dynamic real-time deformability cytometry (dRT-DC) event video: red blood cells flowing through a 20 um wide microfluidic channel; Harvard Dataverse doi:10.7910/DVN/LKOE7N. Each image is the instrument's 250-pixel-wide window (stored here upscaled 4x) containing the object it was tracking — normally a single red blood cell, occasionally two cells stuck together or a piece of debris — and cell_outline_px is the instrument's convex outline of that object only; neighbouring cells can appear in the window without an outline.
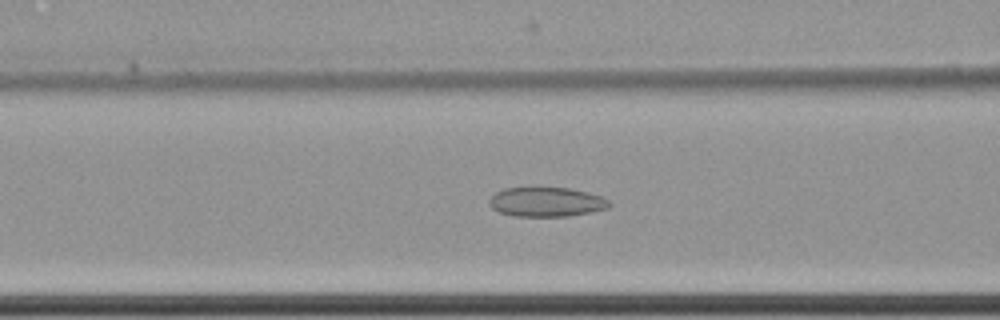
{"species": "common noctule bat (a hibernating species)", "species_latin": "Nyctalus noctula", "temperature_condition": "cold", "stored_images_in_passage": 40, "camera_frame_rate_fps": 3000, "um_per_image_px": 0.085, "animal": {"sex": "female", "body_mass_g": 22.7, "forearm_length_mm": 54.2}, "frame": {"image": 1, "passage_image": 5, "time_ms": 1.333, "image_size_px": [1000, 320], "cell_outline_px": [[612, 204], [608, 208], [592, 212], [568, 216], [512, 216], [500, 212], [492, 208], [488, 204], [488, 200], [496, 192], [504, 188], [568, 188], [588, 192], [600, 196], [608, 200]], "centroid_in_image_um": [46.44, 17.17], "position_along_channel_um": 120.2, "area_um2": 20.58}}
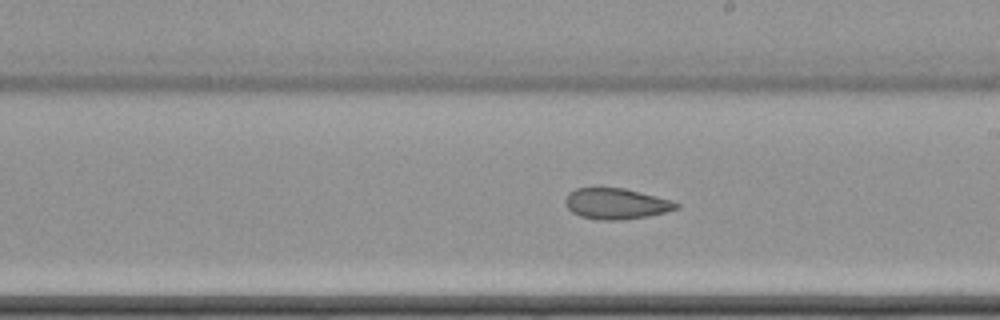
{"frame": {"image": 2, "passage_image": 15, "time_ms": 4.667, "image_size_px": [1000, 320], "cell_outline_px": [[680, 208], [648, 216], [620, 220], [600, 220], [580, 216], [572, 212], [564, 204], [564, 200], [568, 192], [576, 188], [600, 184], [624, 188], [672, 200], [680, 204]], "centroid_in_image_um": [52.31, 17.26], "position_along_channel_um": 236.7, "area_um2": 20.69}}
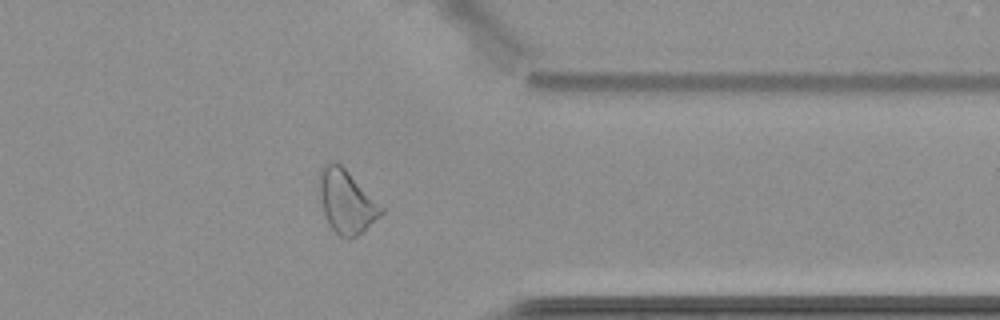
{"frame": {"image": 3, "passage_image": 28, "time_ms": 9.0, "image_size_px": [1000, 320], "cell_outline_px": [[384, 212], [380, 216], [356, 236], [348, 240], [340, 236], [332, 228], [324, 212], [316, 180], [320, 168], [324, 164], [332, 160], [340, 164], [384, 208]], "centroid_in_image_um": [29.4, 17.1], "position_along_channel_um": 382.0, "area_um2": 22.66}, "authors_computed_cell_mechanics": {"area_um2": 20.9236, "velocity_mm_per_s": 3.4959, "shape_relaxation_time_tau1_ms": null, "shape_relaxation_time_tau2_ms": 4.239, "deformation_change_tau1": null, "deformation_change_tau2": 0.0821}}